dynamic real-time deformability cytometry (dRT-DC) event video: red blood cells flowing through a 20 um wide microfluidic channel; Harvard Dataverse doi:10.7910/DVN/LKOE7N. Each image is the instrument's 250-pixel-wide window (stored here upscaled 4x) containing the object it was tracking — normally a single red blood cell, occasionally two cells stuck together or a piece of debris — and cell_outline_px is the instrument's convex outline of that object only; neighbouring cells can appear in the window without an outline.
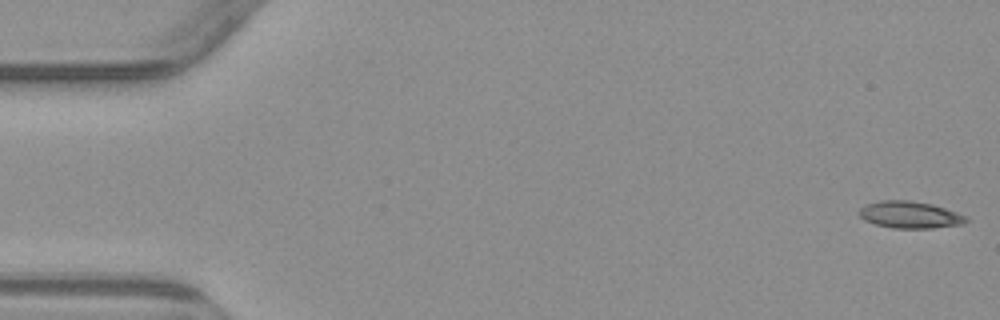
{"species": "common noctule bat (a hibernating species)", "species_latin": "Nyctalus noctula", "temperature_condition": "warm", "stored_images_in_passage": 5, "camera_frame_rate_fps": 3000, "um_per_image_px": 0.085, "animal": {"sex": "male", "body_mass_g": 23.1, "forearm_length_mm": 52.7}, "frame": {"image": 1, "passage_image": 1, "time_ms": 0.0, "image_size_px": [1000, 320], "cell_outline_px": [[968, 220], [964, 224], [932, 228], [892, 228], [876, 224], [864, 220], [856, 212], [864, 204], [880, 200], [908, 200], [932, 204], [968, 216]], "centroid_in_image_um": [77.31, 18.25], "position_along_channel_um": 7.7, "area_um2": 16.94}}
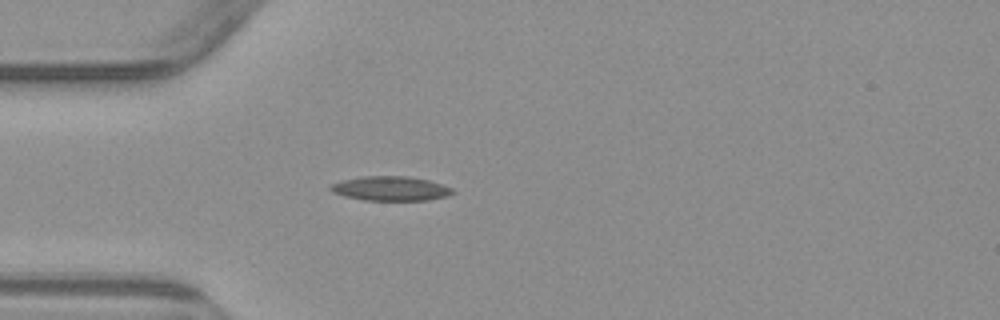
{"frame": {"image": 2, "passage_image": 5, "time_ms": 4.667, "image_size_px": [1000, 320], "cell_outline_px": [[456, 192], [448, 196], [428, 200], [364, 200], [344, 196], [332, 192], [328, 188], [332, 184], [344, 180], [364, 176], [408, 176], [428, 180], [452, 188]], "centroid_in_image_um": [33.21, 16.03], "position_along_channel_um": 51.8, "area_um2": 17.28}}